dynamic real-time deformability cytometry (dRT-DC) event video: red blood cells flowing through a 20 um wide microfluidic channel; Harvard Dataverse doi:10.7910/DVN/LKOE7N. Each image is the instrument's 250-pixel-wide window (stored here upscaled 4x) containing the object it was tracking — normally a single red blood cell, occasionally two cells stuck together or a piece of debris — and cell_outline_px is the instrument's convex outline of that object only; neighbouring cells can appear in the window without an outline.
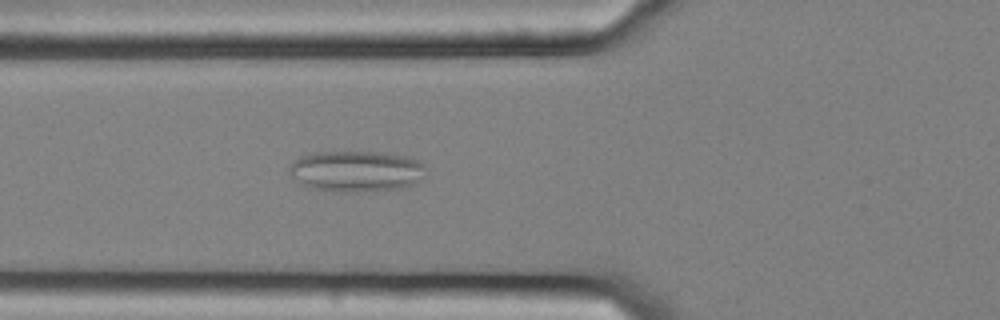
{"species": "common noctule bat (a hibernating species)", "species_latin": "Nyctalus noctula", "temperature_condition": "cold", "stored_images_in_passage": 39, "camera_frame_rate_fps": 3000, "um_per_image_px": 0.085, "animal": {"sex": "female", "body_mass_g": 25.1}, "frame": {"image": 1, "passage_image": 4, "time_ms": 1.0, "image_size_px": [1000, 320], "cell_outline_px": [[424, 176], [420, 180], [412, 184], [400, 188], [356, 192], [332, 192], [308, 188], [300, 184], [288, 172], [288, 168], [300, 156], [316, 152], [388, 152], [408, 156], [424, 164]], "centroid_in_image_um": [30.26, 14.55], "position_along_channel_um": 95.5, "area_um2": 32.95}}
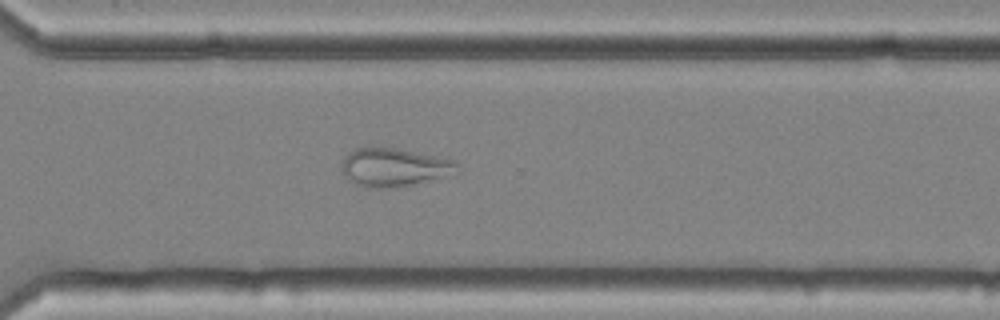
{"frame": {"image": 2, "passage_image": 24, "time_ms": 7.667, "image_size_px": [1000, 320], "cell_outline_px": [[460, 172], [396, 188], [364, 188], [352, 184], [344, 176], [340, 168], [344, 156], [348, 152], [356, 148], [392, 148], [456, 160], [460, 164]], "centroid_in_image_um": [33.46, 14.25], "position_along_channel_um": 337.1, "area_um2": 26.01}}
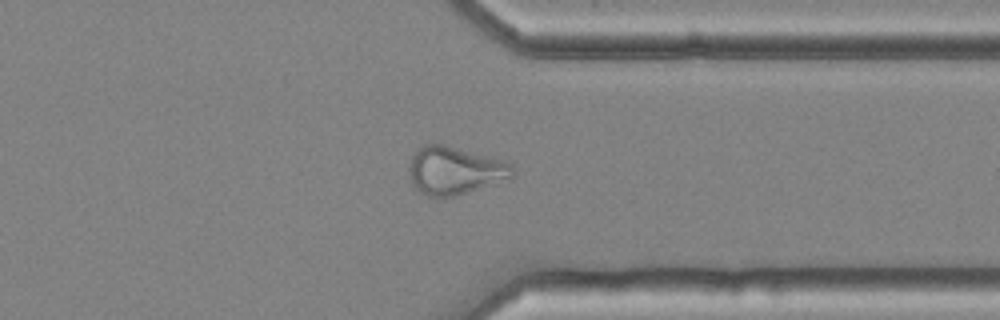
{"frame": {"image": 3, "passage_image": 27, "time_ms": 8.667, "image_size_px": [1000, 320], "cell_outline_px": [[516, 172], [512, 180], [452, 196], [428, 196], [420, 192], [412, 184], [408, 172], [408, 168], [412, 156], [424, 144], [444, 144], [504, 160], [512, 164]], "centroid_in_image_um": [38.72, 14.5], "position_along_channel_um": 372.7, "area_um2": 29.19}, "authors_computed_cell_mechanics": {"area_um2": 28.5532, "velocity_mm_per_s": 3.6206, "shape_relaxation_time_tau1_ms": null, "shape_relaxation_time_tau2_ms": 1.7104, "deformation_change_tau1": null, "deformation_change_tau2": 0.0896}}